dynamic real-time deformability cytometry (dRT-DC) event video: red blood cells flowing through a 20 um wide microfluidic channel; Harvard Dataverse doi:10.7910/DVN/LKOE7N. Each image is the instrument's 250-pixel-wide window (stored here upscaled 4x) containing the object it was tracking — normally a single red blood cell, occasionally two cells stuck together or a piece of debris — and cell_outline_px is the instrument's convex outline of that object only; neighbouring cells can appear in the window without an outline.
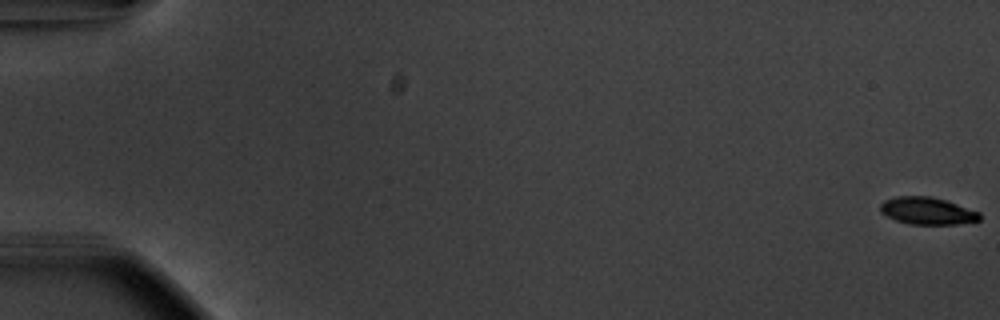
{"species": "common noctule bat (a hibernating species)", "species_latin": "Nyctalus noctula", "temperature_condition": "warm", "stored_images_in_passage": 57, "camera_frame_rate_fps": 3000, "um_per_image_px": 0.085, "animal": {"sex": "male", "body_mass_g": 20.1, "forearm_length_mm": 53.5}, "frame": {"image": 1, "passage_image": 1, "time_ms": 0.0, "image_size_px": [1000, 320], "cell_outline_px": [[980, 220], [956, 224], [908, 224], [896, 220], [880, 212], [880, 204], [884, 200], [896, 196], [932, 196], [980, 212]], "centroid_in_image_um": [78.79, 17.92], "position_along_channel_um": 6.2, "area_um2": 15.66}}
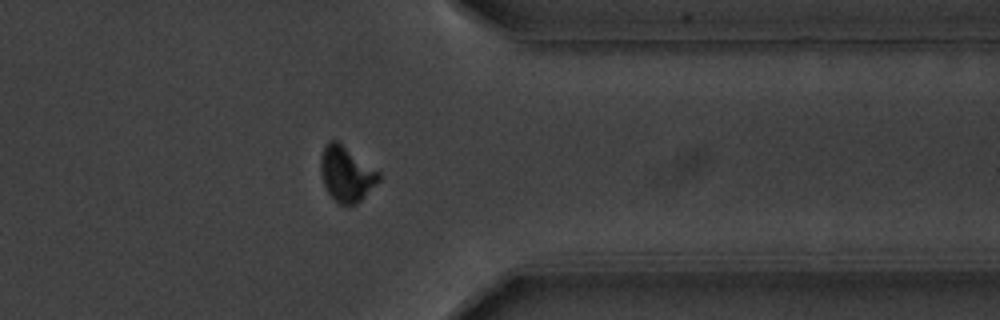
{"frame": {"image": 2, "passage_image": 46, "time_ms": 15.0, "image_size_px": [1000, 320], "cell_outline_px": [[380, 180], [356, 204], [340, 204], [328, 192], [324, 184], [320, 172], [320, 156], [328, 140], [336, 140], [380, 172]], "centroid_in_image_um": [29.43, 14.76], "position_along_channel_um": 382.0, "area_um2": 18.38}}
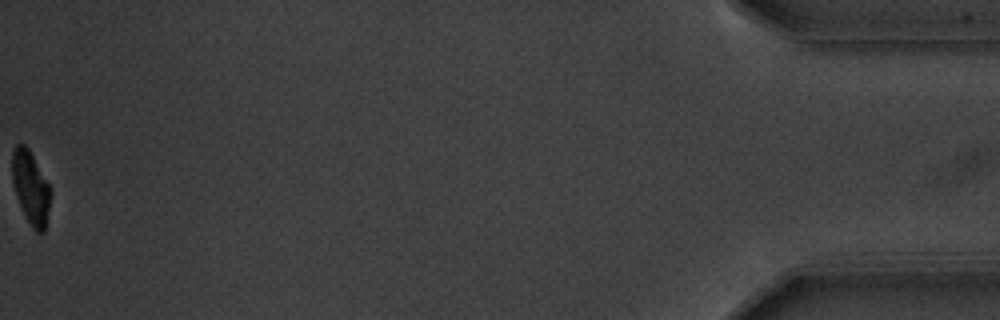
{"frame": {"image": 3, "passage_image": 57, "time_ms": 18.667, "image_size_px": [1000, 320], "cell_outline_px": [[52, 192], [44, 232], [36, 232], [32, 228], [24, 216], [12, 180], [12, 152], [16, 144], [24, 144], [28, 148], [52, 188]], "centroid_in_image_um": [2.63, 15.95], "position_along_channel_um": 432.6, "area_um2": 16.36}, "authors_computed_cell_mechanics": {"area_um2": 17.6868, "velocity_mm_per_s": 3.7195, "shape_relaxation_time_tau1_ms": 2.8278, "shape_relaxation_time_tau2_ms": 4.6737, "deformation_change_tau1": 0.16, "deformation_change_tau2": 0.0755}}